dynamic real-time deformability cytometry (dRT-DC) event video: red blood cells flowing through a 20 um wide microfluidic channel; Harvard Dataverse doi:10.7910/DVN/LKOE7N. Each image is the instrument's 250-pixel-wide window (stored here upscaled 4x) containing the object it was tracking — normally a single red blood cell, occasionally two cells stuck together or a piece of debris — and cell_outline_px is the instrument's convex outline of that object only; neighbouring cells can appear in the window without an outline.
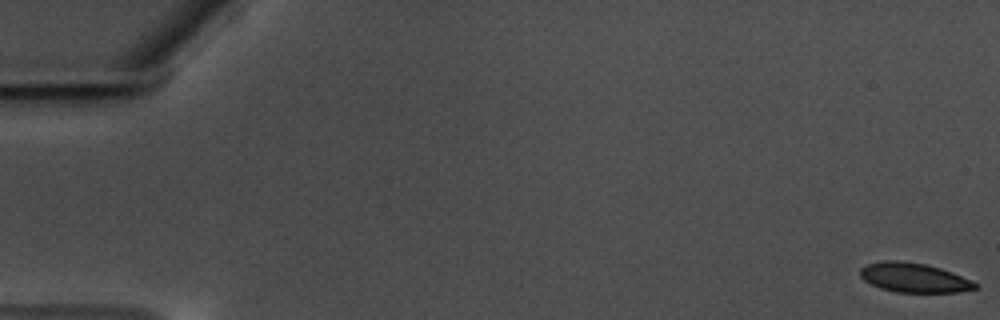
{"species": "common noctule bat (a hibernating species)", "species_latin": "Nyctalus noctula", "temperature_condition": "warm", "stored_images_in_passage": 60, "camera_frame_rate_fps": 3000, "um_per_image_px": 0.085, "animal": {"sex": "male", "body_mass_g": 17.5, "forearm_length_mm": 52.3}, "frame": {"image": 1, "passage_image": 1, "time_ms": 0.0, "image_size_px": [1000, 320], "cell_outline_px": [[980, 288], [960, 292], [896, 292], [880, 288], [864, 280], [860, 276], [860, 268], [864, 264], [884, 260], [900, 260], [924, 264], [940, 268], [952, 272], [972, 280], [980, 284]], "centroid_in_image_um": [77.71, 23.6], "position_along_channel_um": 7.3, "area_um2": 19.94}}
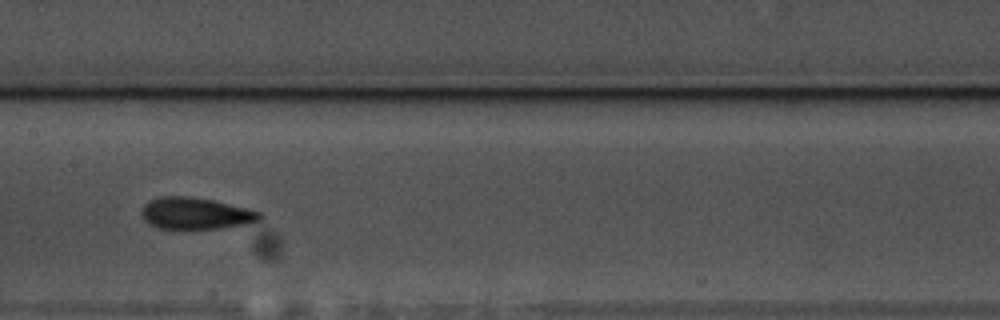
{"frame": {"image": 2, "passage_image": 31, "time_ms": 10.0, "image_size_px": [1000, 320], "cell_outline_px": [[264, 216], [260, 220], [244, 224], [220, 228], [184, 232], [180, 232], [156, 228], [148, 224], [144, 220], [140, 212], [144, 204], [148, 200], [160, 196], [188, 196], [212, 200], [248, 208], [260, 212]], "centroid_in_image_um": [16.56, 18.19], "position_along_channel_um": 190.8, "area_um2": 22.83}}
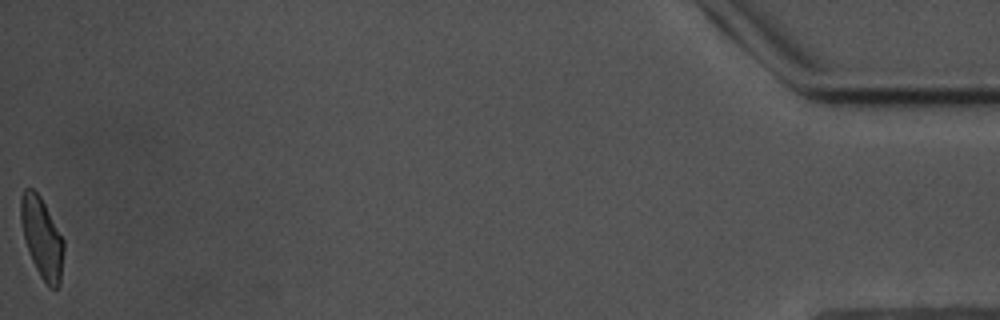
{"frame": {"image": 3, "passage_image": 60, "time_ms": 19.667, "image_size_px": [1000, 320], "cell_outline_px": [[64, 248], [60, 284], [56, 288], [52, 288], [40, 276], [32, 260], [24, 236], [20, 220], [20, 196], [24, 188], [32, 188], [40, 196], [64, 240]], "centroid_in_image_um": [3.56, 20.17], "position_along_channel_um": 431.6, "area_um2": 19.83}, "authors_computed_cell_mechanics": {"area_um2": 21.0103, "velocity_mm_per_s": 3.482, "shape_relaxation_time_tau1_ms": 6.0547, "shape_relaxation_time_tau2_ms": 2.0233, "deformation_change_tau1": 0.1559, "deformation_change_tau2": 0.0911}}